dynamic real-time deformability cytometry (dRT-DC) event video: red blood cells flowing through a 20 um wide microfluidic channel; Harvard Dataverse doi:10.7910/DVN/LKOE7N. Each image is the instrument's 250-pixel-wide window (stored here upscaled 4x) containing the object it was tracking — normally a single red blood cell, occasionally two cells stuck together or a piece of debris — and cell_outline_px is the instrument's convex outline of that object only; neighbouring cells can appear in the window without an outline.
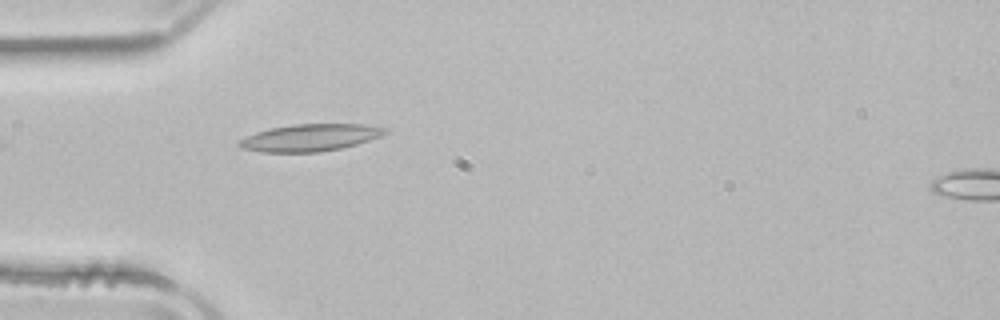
{"species": "common noctule bat (a hibernating species)", "species_latin": "Nyctalus noctula", "temperature_condition": "room temperature", "stored_images_in_passage": 37, "camera_frame_rate_fps": 3000, "um_per_image_px": 0.085, "animal": {"sex": "male", "body_mass_g": 21.5, "forearm_length_mm": 52.0}, "frame": {"image": 1, "passage_image": 1, "time_ms": 0.0, "image_size_px": [1000, 320], "cell_outline_px": [[388, 132], [380, 136], [356, 144], [340, 148], [320, 152], [260, 152], [240, 148], [236, 144], [240, 140], [256, 132], [272, 128], [292, 124], [364, 124], [388, 128]], "centroid_in_image_um": [26.35, 11.7], "position_along_channel_um": 58.6, "area_um2": 22.95}}
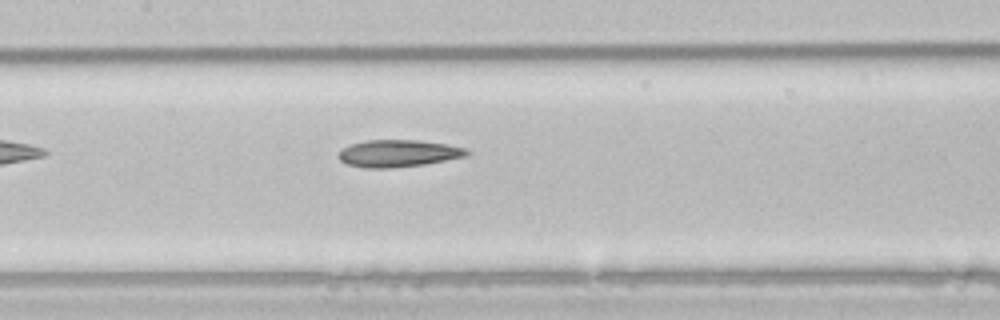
{"frame": {"image": 2, "passage_image": 10, "time_ms": 3.0, "image_size_px": [1000, 320], "cell_outline_px": [[472, 152], [468, 156], [424, 164], [388, 168], [364, 168], [344, 164], [336, 156], [344, 148], [352, 144], [368, 140], [420, 140], [448, 144], [468, 148]], "centroid_in_image_um": [33.89, 13.04], "position_along_channel_um": 173.5, "area_um2": 20.46}}
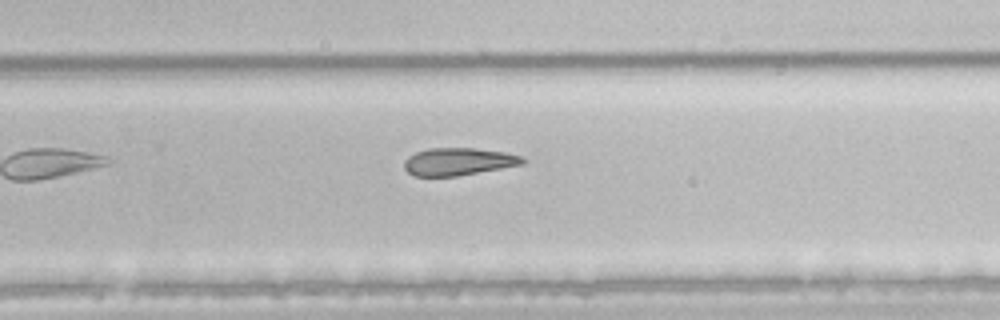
{"frame": {"image": 3, "passage_image": 19, "time_ms": 6.0, "image_size_px": [1000, 320], "cell_outline_px": [[528, 160], [524, 164], [456, 176], [412, 176], [404, 168], [404, 160], [408, 156], [416, 152], [428, 148], [476, 148], [504, 152], [520, 156]], "centroid_in_image_um": [38.95, 13.73], "position_along_channel_um": 290.9, "area_um2": 19.02}, "authors_computed_cell_mechanics": {"area_um2": 20.6346, "velocity_mm_per_s": 3.9404, "shape_relaxation_time_tau1_ms": 9.3084, "shape_relaxation_time_tau2_ms": null, "deformation_change_tau1": 0.1718, "deformation_change_tau2": null}}